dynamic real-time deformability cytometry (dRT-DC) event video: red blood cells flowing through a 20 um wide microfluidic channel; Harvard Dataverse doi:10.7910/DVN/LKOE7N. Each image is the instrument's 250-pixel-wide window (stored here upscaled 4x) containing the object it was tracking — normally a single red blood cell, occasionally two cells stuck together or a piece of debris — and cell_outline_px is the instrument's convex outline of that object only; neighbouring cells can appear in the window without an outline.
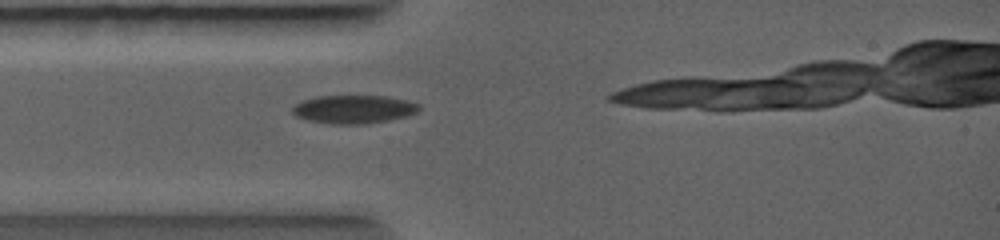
{"species": "common noctule bat (a hibernating species)", "species_latin": "Nyctalus noctula", "temperature_condition": "warm", "stored_images_in_passage": 4, "camera_frame_rate_fps": 5000, "um_per_image_px": 0.085, "animal": {"sex": "female", "body_mass_g": 19.0, "forearm_length_mm": 56.7}, "frame": {"image": 1, "passage_image": 2, "time_ms": 0.6, "image_size_px": [1000, 240], "cell_outline_px": [[420, 108], [416, 112], [408, 116], [388, 120], [364, 124], [332, 124], [308, 120], [296, 116], [292, 112], [292, 108], [300, 100], [316, 96], [388, 96], [420, 104]], "centroid_in_image_um": [30.05, 9.28], "position_along_channel_um": 55.0, "area_um2": 20.92}}